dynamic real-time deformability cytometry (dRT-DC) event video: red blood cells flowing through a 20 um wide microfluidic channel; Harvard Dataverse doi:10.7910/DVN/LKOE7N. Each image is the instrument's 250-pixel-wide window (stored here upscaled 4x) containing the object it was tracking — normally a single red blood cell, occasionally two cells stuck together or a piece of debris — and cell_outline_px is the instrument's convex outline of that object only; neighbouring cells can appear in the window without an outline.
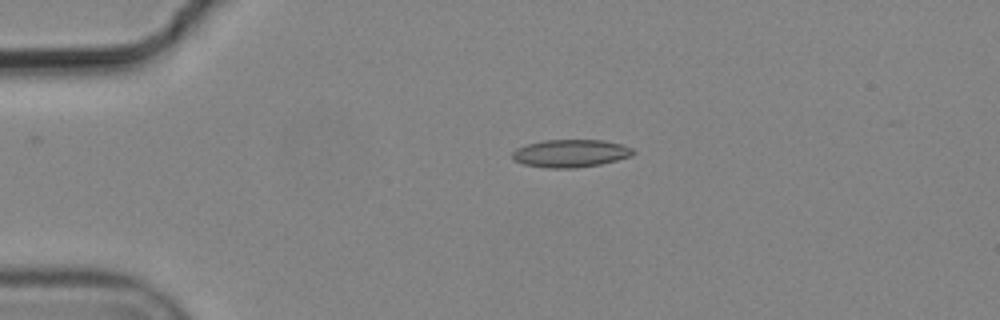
{"species": "common noctule bat (a hibernating species)", "species_latin": "Nyctalus noctula", "temperature_condition": "cold", "stored_images_in_passage": 5, "camera_frame_rate_fps": 3000, "um_per_image_px": 0.085, "animal": {"sex": "male", "body_mass_g": 19.2, "forearm_length_mm": 51.8}, "frame": {"image": 1, "passage_image": 4, "time_ms": 1.0, "image_size_px": [1000, 320], "cell_outline_px": [[636, 152], [632, 156], [600, 164], [576, 168], [548, 168], [524, 164], [512, 160], [512, 152], [516, 148], [528, 144], [544, 140], [604, 140], [620, 144], [632, 148]], "centroid_in_image_um": [48.49, 13.03], "position_along_channel_um": 36.5, "area_um2": 19.54}}